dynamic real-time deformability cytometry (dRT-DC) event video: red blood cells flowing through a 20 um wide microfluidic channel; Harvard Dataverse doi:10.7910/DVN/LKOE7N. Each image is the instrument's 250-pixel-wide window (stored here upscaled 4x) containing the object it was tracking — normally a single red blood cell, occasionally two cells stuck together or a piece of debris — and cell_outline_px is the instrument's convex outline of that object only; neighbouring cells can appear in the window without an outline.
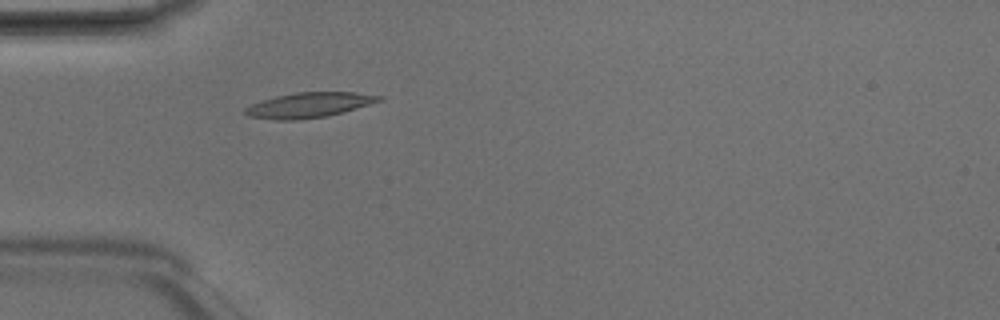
{"species": "Egyptian fruit bat (a non-hibernating species)", "species_latin": "Rousettus aegyptiacus", "temperature_condition": "room temperature", "stored_images_in_passage": 4, "camera_frame_rate_fps": 3000, "um_per_image_px": 0.085, "animal": {"sex": "male"}, "frame": {"image": 1, "passage_image": 4, "time_ms": 1.0, "image_size_px": [1000, 320], "cell_outline_px": [[384, 100], [344, 112], [328, 116], [296, 120], [276, 120], [248, 116], [244, 112], [244, 108], [252, 104], [276, 96], [296, 92], [352, 92], [384, 96]], "centroid_in_image_um": [26.3, 8.93], "position_along_channel_um": 58.7, "area_um2": 19.59}}